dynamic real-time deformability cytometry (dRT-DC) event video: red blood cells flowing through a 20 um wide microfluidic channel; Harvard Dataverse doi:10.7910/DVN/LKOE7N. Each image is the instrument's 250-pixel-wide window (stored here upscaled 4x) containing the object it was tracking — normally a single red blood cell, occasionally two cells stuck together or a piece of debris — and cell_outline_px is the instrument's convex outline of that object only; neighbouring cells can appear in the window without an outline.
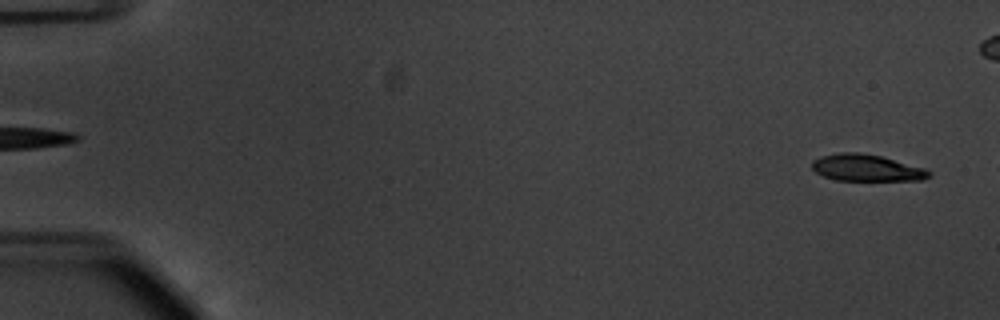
{"species": "common noctule bat (a hibernating species)", "species_latin": "Nyctalus noctula", "temperature_condition": "warm", "stored_images_in_passage": 8, "camera_frame_rate_fps": 3000, "um_per_image_px": 0.085, "animal": {"sex": "male", "body_mass_g": 20.1, "forearm_length_mm": 53.5}, "frame": {"image": 1, "passage_image": 2, "time_ms": 0.333, "image_size_px": [1000, 320], "cell_outline_px": [[932, 176], [924, 180], [836, 180], [824, 176], [816, 172], [812, 168], [812, 160], [820, 156], [840, 152], [860, 152], [880, 156], [924, 168], [932, 172]], "centroid_in_image_um": [73.66, 14.26], "position_along_channel_um": 11.3, "area_um2": 18.21}}